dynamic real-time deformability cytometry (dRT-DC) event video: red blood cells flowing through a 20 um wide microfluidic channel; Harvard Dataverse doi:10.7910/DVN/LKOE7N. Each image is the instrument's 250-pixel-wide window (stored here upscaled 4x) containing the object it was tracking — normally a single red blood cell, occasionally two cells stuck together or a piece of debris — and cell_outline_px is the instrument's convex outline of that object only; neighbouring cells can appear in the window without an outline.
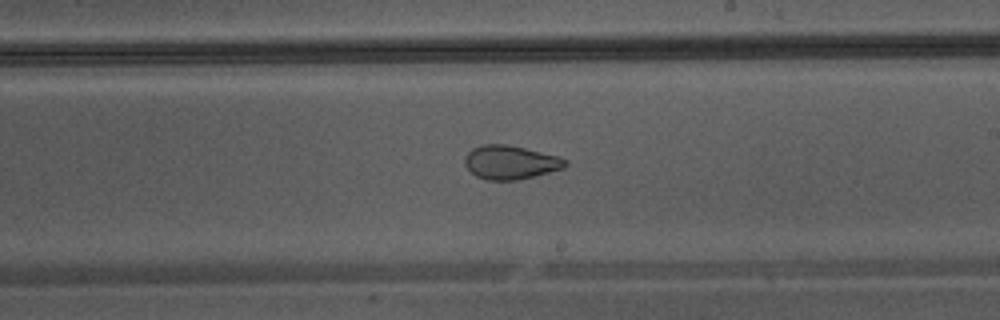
{"species": "Egyptian fruit bat (a non-hibernating species)", "species_latin": "Rousettus aegyptiacus", "temperature_condition": "warm", "stored_images_in_passage": 29, "camera_frame_rate_fps": 3000, "um_per_image_px": 0.085, "animal": {"sex": "male"}, "frame": {"image": 1, "passage_image": 20, "time_ms": 6.333, "image_size_px": [1000, 320], "cell_outline_px": [[568, 164], [564, 168], [516, 180], [488, 180], [476, 176], [464, 164], [464, 156], [472, 148], [484, 144], [508, 144], [560, 156], [568, 160]], "centroid_in_image_um": [43.39, 13.78], "position_along_channel_um": 245.6, "area_um2": 19.83}}